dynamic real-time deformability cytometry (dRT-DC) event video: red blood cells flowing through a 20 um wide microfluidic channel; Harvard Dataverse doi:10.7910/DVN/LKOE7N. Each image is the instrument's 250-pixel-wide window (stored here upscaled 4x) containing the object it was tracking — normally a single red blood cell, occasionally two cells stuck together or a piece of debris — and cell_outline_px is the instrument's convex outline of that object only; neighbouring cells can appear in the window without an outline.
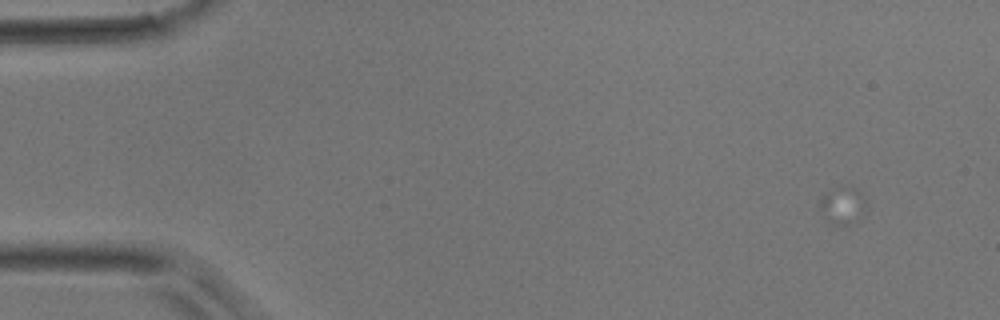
{"species": "common noctule bat (a hibernating species)", "species_latin": "Nyctalus noctula", "temperature_condition": "room temperature", "stored_images_in_passage": 1, "camera_frame_rate_fps": 3000, "um_per_image_px": 0.085, "animal": {"sex": "male", "body_mass_g": 17.9}, "frame": {"image": 1, "passage_image": 1, "time_ms": 0.0, "image_size_px": [1000, 320], "cell_outline_px": [[868, 208], [848, 228], [832, 224], [828, 220], [820, 204], [820, 200], [824, 192], [844, 184], [852, 184], [868, 200]], "centroid_in_image_um": [71.71, 17.43], "position_along_channel_um": 13.3, "area_um2": 10.64}}